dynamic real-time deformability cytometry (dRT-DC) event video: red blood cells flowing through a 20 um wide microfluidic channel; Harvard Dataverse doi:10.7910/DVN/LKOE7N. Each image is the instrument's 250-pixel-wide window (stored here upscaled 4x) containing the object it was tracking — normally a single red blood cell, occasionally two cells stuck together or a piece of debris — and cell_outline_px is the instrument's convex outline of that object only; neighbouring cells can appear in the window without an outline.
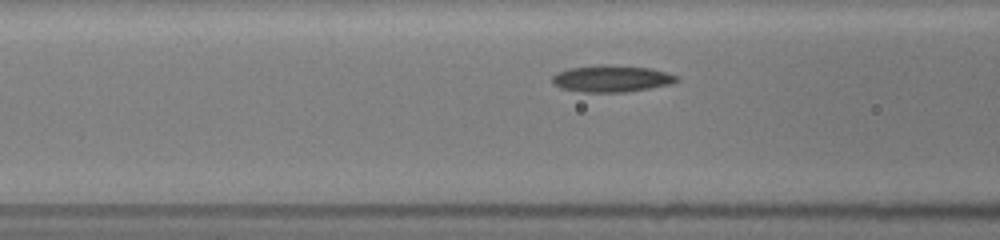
{"species": "common noctule bat (a hibernating species)", "species_latin": "Nyctalus noctula", "temperature_condition": "room temperature", "stored_images_in_passage": 10, "camera_frame_rate_fps": 3000, "um_per_image_px": 0.085, "animal": {"sex": "female", "body_mass_g": 19.5, "forearm_length_mm": 54.1}, "frame": {"image": 1, "passage_image": 5, "time_ms": 1.667, "image_size_px": [1000, 240], "cell_outline_px": [[680, 80], [668, 84], [648, 88], [624, 92], [584, 92], [560, 88], [552, 84], [552, 76], [556, 72], [568, 68], [600, 64], [608, 64], [652, 68], [676, 76]], "centroid_in_image_um": [51.91, 6.67], "position_along_channel_um": 114.7, "area_um2": 19.42}}
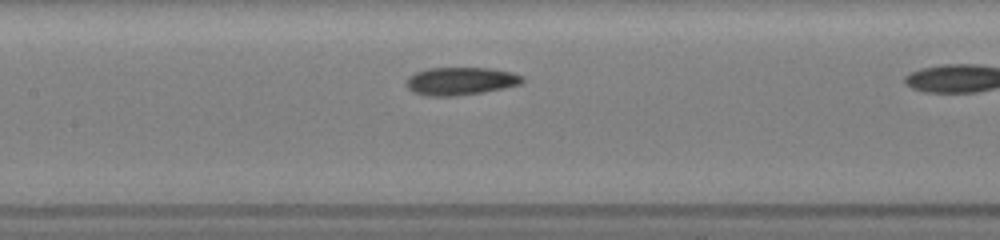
{"frame": {"image": 2, "passage_image": 9, "time_ms": 3.0, "image_size_px": [1000, 240], "cell_outline_px": [[524, 80], [520, 84], [504, 88], [484, 92], [456, 96], [428, 96], [412, 92], [404, 84], [408, 76], [416, 72], [428, 68], [492, 68], [512, 72], [524, 76]], "centroid_in_image_um": [39.14, 6.89], "position_along_channel_um": 168.3, "area_um2": 19.07}}